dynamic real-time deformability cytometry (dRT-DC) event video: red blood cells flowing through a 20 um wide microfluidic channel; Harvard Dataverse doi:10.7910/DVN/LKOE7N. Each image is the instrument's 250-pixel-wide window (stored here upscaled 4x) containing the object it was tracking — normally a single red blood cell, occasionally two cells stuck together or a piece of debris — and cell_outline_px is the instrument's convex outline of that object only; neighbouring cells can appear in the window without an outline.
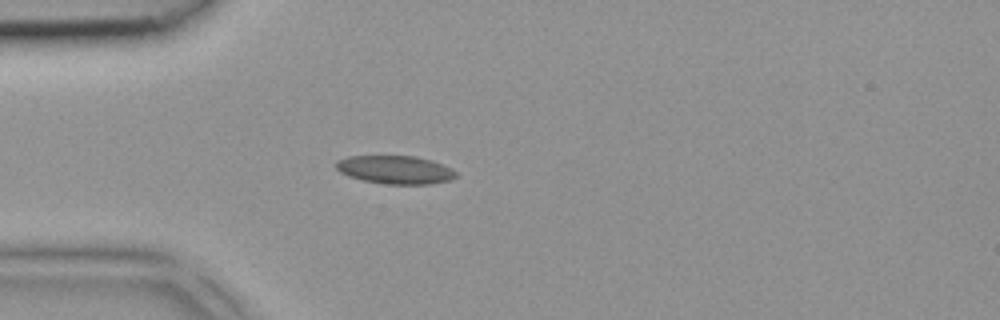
{"species": "common noctule bat (a hibernating species)", "species_latin": "Nyctalus noctula", "temperature_condition": "room temperature", "stored_images_in_passage": 2, "camera_frame_rate_fps": 3000, "um_per_image_px": 0.085, "animal": {"sex": "female", "body_mass_g": 18.4}, "frame": {"image": 1, "passage_image": 2, "time_ms": 0.333, "image_size_px": [1000, 320], "cell_outline_px": [[456, 176], [452, 180], [428, 184], [384, 184], [364, 180], [348, 176], [340, 172], [336, 168], [336, 160], [348, 156], [416, 156], [432, 160], [452, 168], [456, 172]], "centroid_in_image_um": [33.6, 14.42], "position_along_channel_um": 51.4, "area_um2": 19.83}}